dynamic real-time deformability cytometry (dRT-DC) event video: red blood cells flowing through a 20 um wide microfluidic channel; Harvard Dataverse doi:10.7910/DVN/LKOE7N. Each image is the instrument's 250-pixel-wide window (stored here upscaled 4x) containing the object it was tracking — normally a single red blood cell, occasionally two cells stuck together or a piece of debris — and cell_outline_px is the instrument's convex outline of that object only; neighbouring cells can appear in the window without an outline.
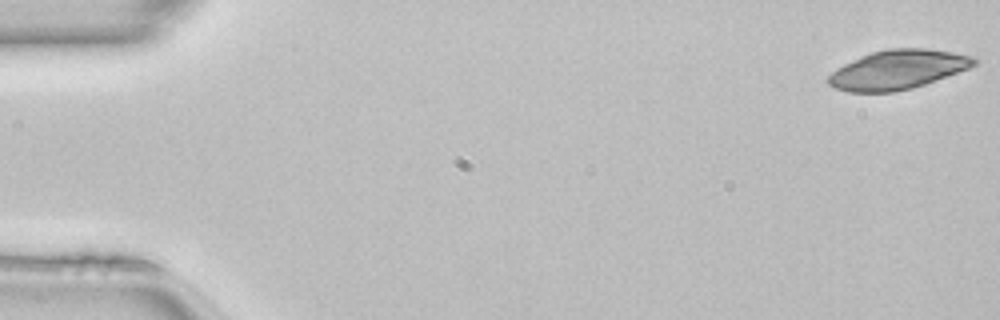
{"species": "common noctule bat (a hibernating species)", "species_latin": "Nyctalus noctula", "temperature_condition": "room temperature", "stored_images_in_passage": 49, "camera_frame_rate_fps": 3000, "um_per_image_px": 0.085, "animal": {"sex": "female", "body_mass_g": 22.7, "forearm_length_mm": 54.2}, "frame": {"image": 1, "passage_image": 1, "time_ms": 0.0, "image_size_px": [1000, 320], "cell_outline_px": [[980, 60], [976, 64], [968, 68], [924, 84], [912, 88], [892, 92], [848, 92], [836, 88], [828, 84], [828, 76], [836, 68], [844, 64], [872, 52], [888, 48], [928, 48], [976, 56]], "centroid_in_image_um": [76.33, 5.91], "position_along_channel_um": 8.7, "area_um2": 33.18}}